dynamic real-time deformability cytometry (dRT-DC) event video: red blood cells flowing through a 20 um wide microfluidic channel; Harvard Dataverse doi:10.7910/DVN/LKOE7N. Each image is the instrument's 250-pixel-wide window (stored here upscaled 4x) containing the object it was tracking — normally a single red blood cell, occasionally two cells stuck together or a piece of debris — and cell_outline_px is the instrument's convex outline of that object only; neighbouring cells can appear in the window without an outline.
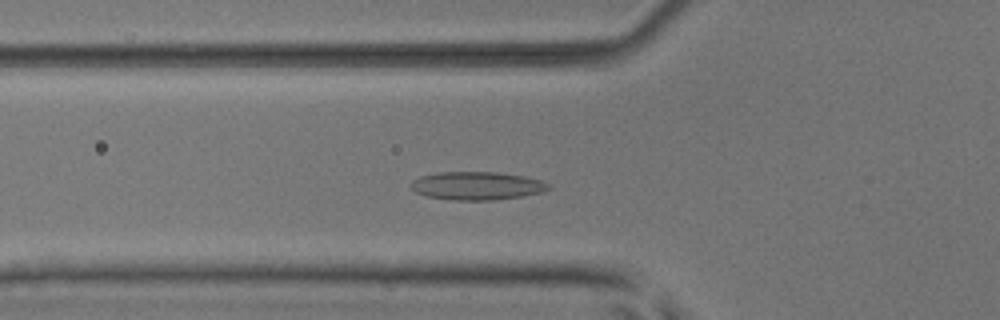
{"species": "common noctule bat (a hibernating species)", "species_latin": "Nyctalus noctula", "temperature_condition": "room temperature", "stored_images_in_passage": 51, "camera_frame_rate_fps": 3000, "um_per_image_px": 0.085, "animal": {"sex": "male", "body_mass_g": 17.9, "forearm_length_mm": 54.2}, "frame": {"image": 1, "passage_image": 17, "time_ms": 5.333, "image_size_px": [1000, 320], "cell_outline_px": [[552, 188], [540, 192], [524, 196], [492, 200], [452, 200], [428, 196], [416, 192], [412, 188], [412, 180], [420, 176], [440, 172], [496, 172], [524, 176], [540, 180], [552, 184]], "centroid_in_image_um": [40.58, 15.79], "position_along_channel_um": 85.2, "area_um2": 22.54}}
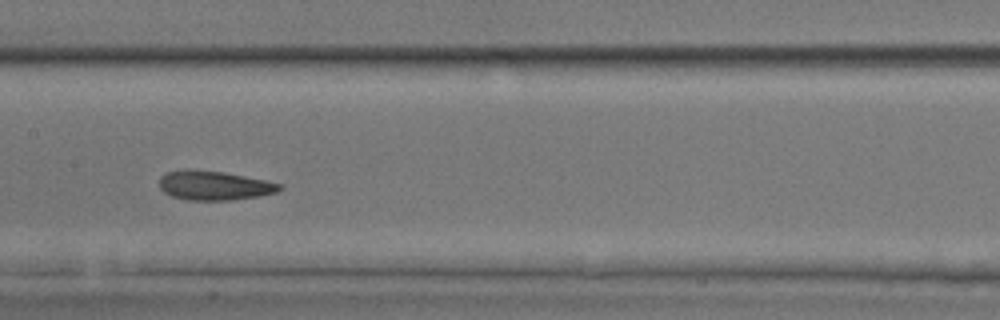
{"frame": {"image": 2, "passage_image": 25, "time_ms": 8.0, "image_size_px": [1000, 320], "cell_outline_px": [[284, 188], [276, 192], [256, 196], [228, 200], [188, 200], [172, 196], [164, 192], [160, 188], [160, 176], [168, 172], [224, 172], [264, 180], [280, 184]], "centroid_in_image_um": [18.24, 15.8], "position_along_channel_um": 189.2, "area_um2": 19.54}}
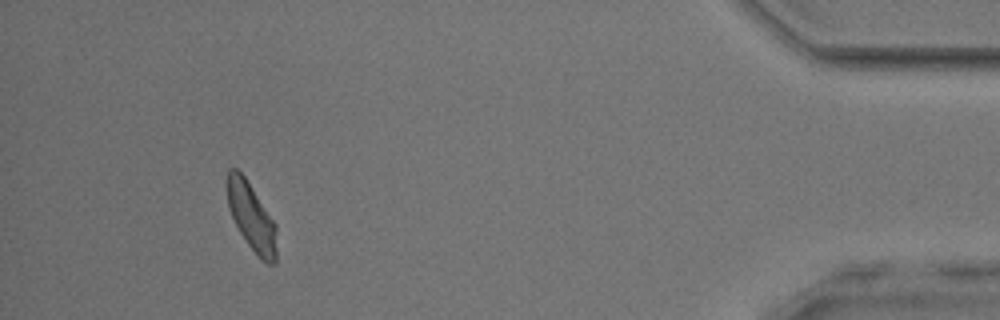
{"frame": {"image": 3, "passage_image": 47, "time_ms": 15.333, "image_size_px": [1000, 320], "cell_outline_px": [[276, 264], [268, 264], [260, 260], [248, 244], [240, 232], [228, 208], [224, 184], [224, 180], [228, 168], [236, 168], [244, 176], [276, 224]], "centroid_in_image_um": [21.33, 18.4], "position_along_channel_um": 413.9, "area_um2": 19.83}, "authors_computed_cell_mechanics": {"area_um2": 20.5768, "velocity_mm_per_s": 3.8949, "shape_relaxation_time_tau1_ms": 5.8376, "shape_relaxation_time_tau2_ms": 2.0593, "deformation_change_tau1": 0.1096, "deformation_change_tau2": 0.0761}}